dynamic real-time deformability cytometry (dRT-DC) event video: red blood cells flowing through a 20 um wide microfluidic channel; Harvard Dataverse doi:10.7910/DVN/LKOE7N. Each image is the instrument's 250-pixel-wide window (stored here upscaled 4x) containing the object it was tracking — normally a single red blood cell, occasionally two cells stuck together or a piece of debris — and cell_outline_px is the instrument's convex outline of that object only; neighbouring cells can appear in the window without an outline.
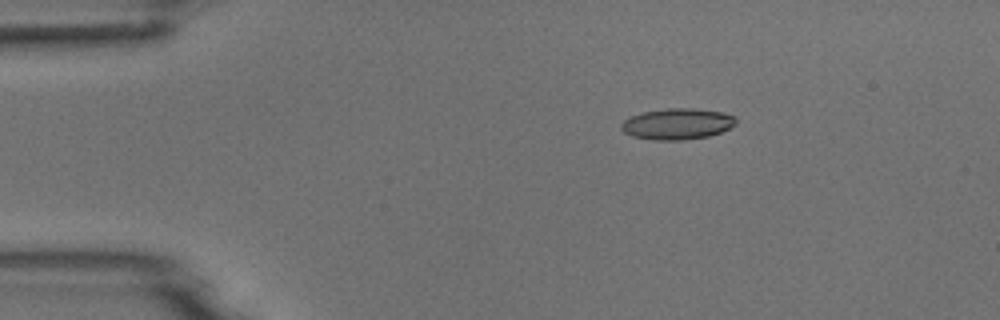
{"species": "common noctule bat (a hibernating species)", "species_latin": "Nyctalus noctula", "temperature_condition": "room temperature", "stored_images_in_passage": 4, "camera_frame_rate_fps": 3000, "um_per_image_px": 0.085, "animal": {"sex": "male", "body_mass_g": 18.8}, "frame": {"image": 1, "passage_image": 2, "time_ms": 0.333, "image_size_px": [1000, 320], "cell_outline_px": [[736, 124], [720, 132], [708, 136], [684, 140], [652, 140], [632, 136], [624, 132], [620, 128], [620, 124], [628, 116], [644, 112], [668, 108], [692, 108], [720, 112], [736, 116]], "centroid_in_image_um": [57.53, 10.53], "position_along_channel_um": 27.5, "area_um2": 20.81}}
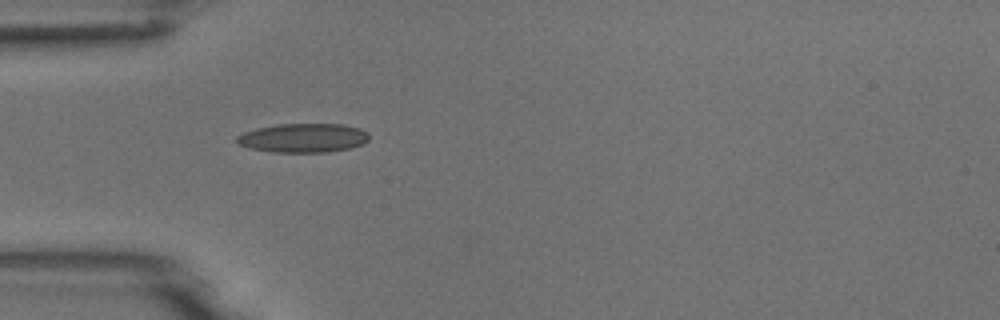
{"frame": {"image": 2, "passage_image": 4, "time_ms": 1.0, "image_size_px": [1000, 320], "cell_outline_px": [[368, 140], [364, 144], [348, 148], [328, 152], [272, 152], [248, 148], [240, 144], [236, 140], [236, 136], [244, 132], [256, 128], [276, 124], [344, 124], [360, 128], [368, 132]], "centroid_in_image_um": [25.77, 11.72], "position_along_channel_um": 59.2, "area_um2": 22.48}}